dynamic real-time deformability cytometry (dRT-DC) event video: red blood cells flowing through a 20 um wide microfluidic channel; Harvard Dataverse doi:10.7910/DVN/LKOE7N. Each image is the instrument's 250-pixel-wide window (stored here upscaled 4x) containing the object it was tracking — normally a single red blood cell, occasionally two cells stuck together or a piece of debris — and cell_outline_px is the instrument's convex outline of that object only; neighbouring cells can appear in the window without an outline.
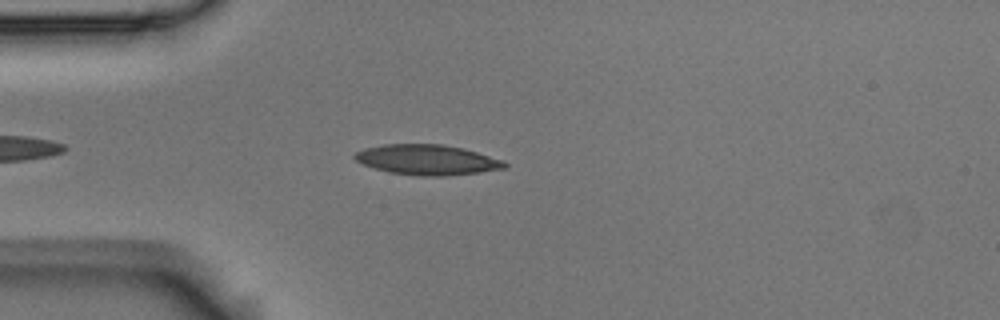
{"species": "Egyptian fruit bat (a non-hibernating species)", "species_latin": "Rousettus aegyptiacus", "temperature_condition": "room temperature", "stored_images_in_passage": 43, "camera_frame_rate_fps": 3000, "um_per_image_px": 0.085, "animal": {"sex": "male"}, "frame": {"image": 1, "passage_image": 6, "time_ms": 1.667, "image_size_px": [1000, 320], "cell_outline_px": [[508, 164], [504, 168], [480, 172], [448, 176], [420, 176], [388, 172], [364, 164], [356, 160], [352, 156], [356, 152], [364, 148], [384, 144], [444, 144], [464, 148], [504, 160]], "centroid_in_image_um": [36.33, 13.58], "position_along_channel_um": 48.7, "area_um2": 26.47}}
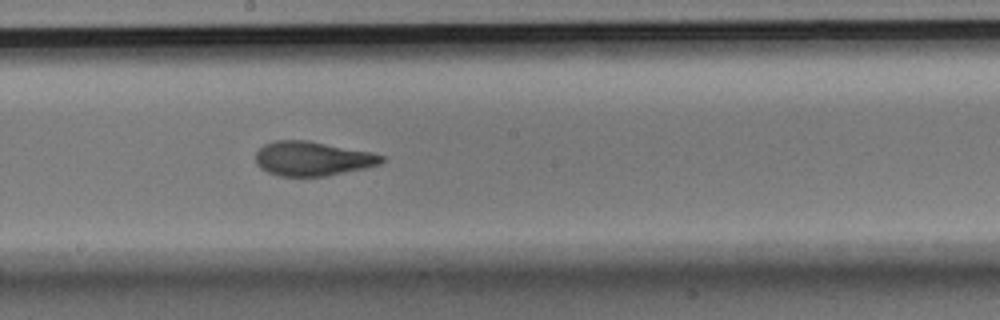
{"frame": {"image": 2, "passage_image": 21, "time_ms": 6.667, "image_size_px": [1000, 320], "cell_outline_px": [[384, 160], [380, 164], [364, 168], [324, 176], [280, 176], [268, 172], [260, 168], [256, 164], [256, 152], [264, 144], [276, 140], [308, 140], [372, 152], [384, 156]], "centroid_in_image_um": [26.54, 13.47], "position_along_channel_um": 221.7, "area_um2": 25.14}}
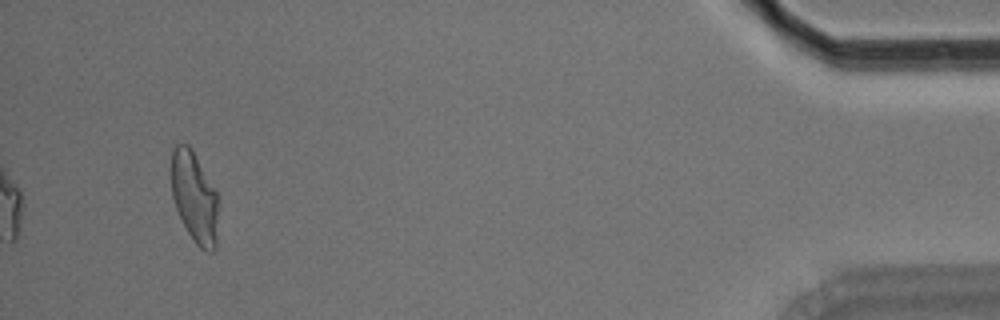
{"frame": {"image": 3, "passage_image": 43, "time_ms": 14.0, "image_size_px": [1000, 320], "cell_outline_px": [[216, 252], [208, 252], [200, 248], [196, 244], [188, 232], [176, 208], [172, 196], [168, 172], [172, 140], [188, 144], [192, 148], [216, 192]], "centroid_in_image_um": [16.43, 16.63], "position_along_channel_um": 418.8, "area_um2": 25.49}, "authors_computed_cell_mechanics": {"area_um2": 25.0274, "velocity_mm_per_s": 3.6923, "shape_relaxation_time_tau1_ms": 7.0956, "shape_relaxation_time_tau2_ms": 1.5841, "deformation_change_tau1": 0.2078, "deformation_change_tau2": 0.0878}}